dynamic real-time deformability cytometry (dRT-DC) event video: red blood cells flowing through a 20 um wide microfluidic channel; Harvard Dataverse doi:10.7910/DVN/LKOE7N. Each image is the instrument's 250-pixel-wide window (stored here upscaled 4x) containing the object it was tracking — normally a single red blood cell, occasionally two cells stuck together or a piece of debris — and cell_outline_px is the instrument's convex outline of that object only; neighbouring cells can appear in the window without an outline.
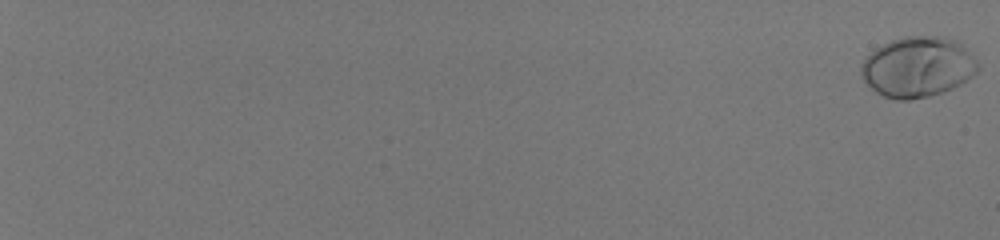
{"species": "human", "species_latin": "Homo sapiens", "temperature_condition": "room temperature", "stored_images_in_passage": 59, "camera_frame_rate_fps": 3000, "um_per_image_px": 0.085, "donor": {"sex": "male"}, "frame": {"image": 1, "passage_image": 1, "time_ms": 0.0, "image_size_px": [1000, 240], "cell_outline_px": [[980, 68], [972, 76], [960, 84], [944, 92], [928, 96], [908, 100], [896, 100], [884, 96], [876, 92], [864, 84], [860, 72], [860, 64], [876, 48], [892, 40], [904, 36], [940, 36], [956, 40], [964, 44], [980, 64]], "centroid_in_image_um": [78.01, 5.69], "position_along_channel_um": 7.0, "area_um2": 41.5}}
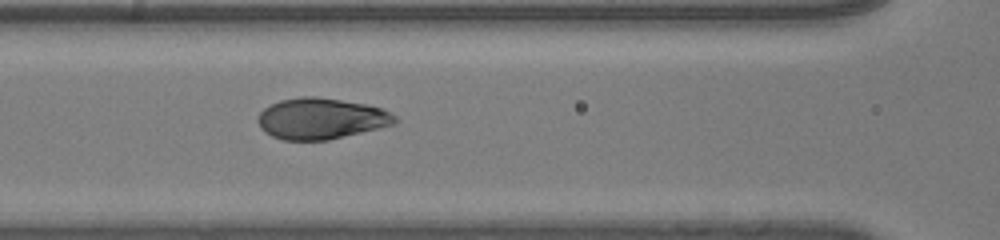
{"frame": {"image": 2, "passage_image": 34, "time_ms": 11.0, "image_size_px": [1000, 240], "cell_outline_px": [[400, 120], [396, 124], [380, 128], [328, 140], [284, 140], [272, 136], [264, 132], [260, 128], [256, 120], [256, 116], [264, 108], [280, 100], [300, 96], [316, 96], [368, 104], [380, 108], [396, 116]], "centroid_in_image_um": [27.28, 10.08], "position_along_channel_um": 139.3, "area_um2": 33.12}}
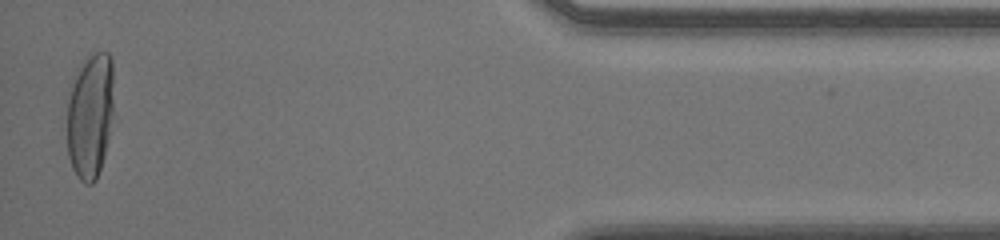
{"frame": {"image": 3, "passage_image": 59, "time_ms": 19.333, "image_size_px": [1000, 240], "cell_outline_px": [[112, 116], [108, 140], [104, 156], [96, 180], [92, 184], [84, 184], [80, 180], [72, 168], [68, 156], [68, 104], [72, 88], [76, 76], [84, 56], [96, 52], [108, 52], [112, 60]], "centroid_in_image_um": [7.67, 9.84], "position_along_channel_um": 427.5, "area_um2": 33.81}, "authors_computed_cell_mechanics": {"area_um2": 34.2754, "velocity_mm_per_s": 4.0336, "shape_relaxation_time_tau1_ms": 3.1541, "shape_relaxation_time_tau2_ms": null, "deformation_change_tau1": 0.2074, "deformation_change_tau2": null}}